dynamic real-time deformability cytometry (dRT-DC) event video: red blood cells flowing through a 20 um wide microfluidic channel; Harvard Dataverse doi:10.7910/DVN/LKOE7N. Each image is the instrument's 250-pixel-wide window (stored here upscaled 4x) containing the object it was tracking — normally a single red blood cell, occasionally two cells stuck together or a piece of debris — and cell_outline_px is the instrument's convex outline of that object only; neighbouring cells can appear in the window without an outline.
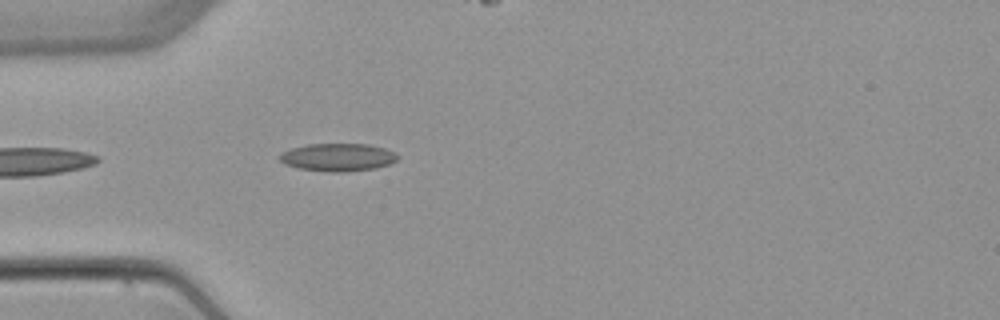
{"species": "common noctule bat (a hibernating species)", "species_latin": "Nyctalus noctula", "temperature_condition": "warm", "stored_images_in_passage": 4, "camera_frame_rate_fps": 3000, "um_per_image_px": 0.085, "animal": {"sex": "female", "body_mass_g": 22.7, "forearm_length_mm": 54.2}, "frame": {"image": 1, "passage_image": 3, "time_ms": 2.667, "image_size_px": [1000, 320], "cell_outline_px": [[400, 156], [396, 160], [388, 164], [376, 168], [344, 172], [332, 172], [300, 168], [284, 164], [280, 160], [280, 152], [292, 148], [308, 144], [368, 144], [384, 148], [396, 152]], "centroid_in_image_um": [28.73, 13.36], "position_along_channel_um": 56.3, "area_um2": 19.07}}